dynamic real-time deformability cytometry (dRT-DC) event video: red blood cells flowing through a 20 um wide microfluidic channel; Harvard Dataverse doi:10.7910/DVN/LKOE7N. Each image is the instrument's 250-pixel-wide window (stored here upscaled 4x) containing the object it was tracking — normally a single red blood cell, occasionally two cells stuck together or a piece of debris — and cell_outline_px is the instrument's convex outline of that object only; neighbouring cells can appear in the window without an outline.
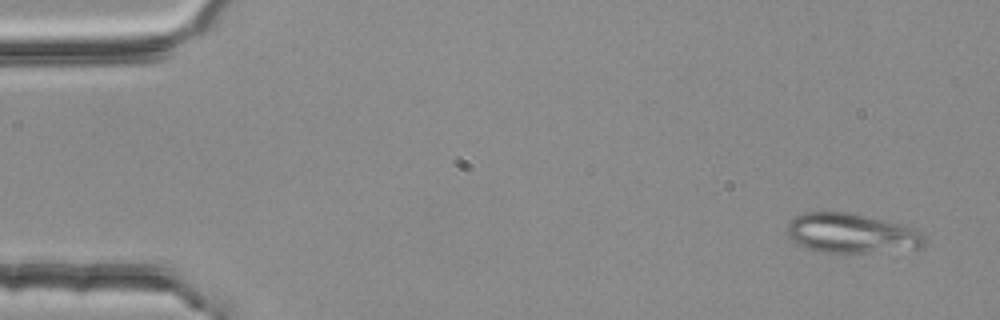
{"species": "common noctule bat (a hibernating species)", "species_latin": "Nyctalus noctula", "temperature_condition": "room temperature", "stored_images_in_passage": 3, "camera_frame_rate_fps": 3000, "um_per_image_px": 0.085, "animal": {"sex": "female", "body_mass_g": 25.1}, "frame": {"image": 1, "passage_image": 1, "time_ms": 0.0, "image_size_px": [1000, 320], "cell_outline_px": [[924, 244], [920, 248], [864, 252], [828, 252], [812, 248], [792, 240], [788, 236], [788, 220], [804, 212], [848, 212], [912, 228], [924, 232]], "centroid_in_image_um": [72.36, 19.81], "position_along_channel_um": 12.6, "area_um2": 30.81}}